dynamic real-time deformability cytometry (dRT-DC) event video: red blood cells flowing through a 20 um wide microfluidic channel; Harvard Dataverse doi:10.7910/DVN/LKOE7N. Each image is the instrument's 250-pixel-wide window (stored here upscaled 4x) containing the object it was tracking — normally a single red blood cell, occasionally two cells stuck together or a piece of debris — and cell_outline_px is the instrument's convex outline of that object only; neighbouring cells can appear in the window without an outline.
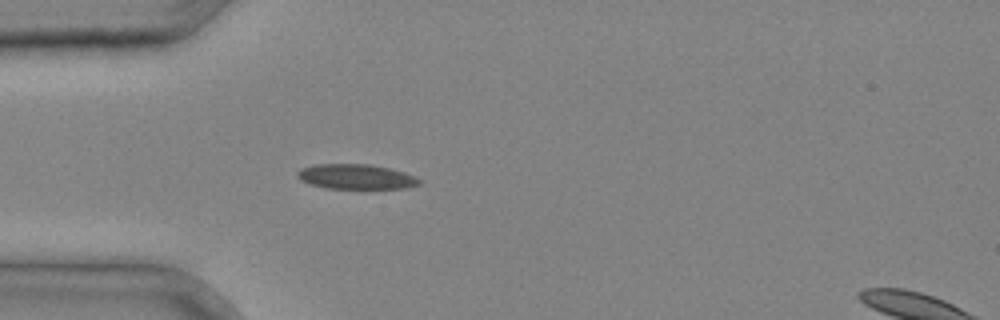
{"species": "common noctule bat (a hibernating species)", "species_latin": "Nyctalus noctula", "temperature_condition": "cold", "stored_images_in_passage": 27, "camera_frame_rate_fps": 3000, "um_per_image_px": 0.085, "animal": {"sex": "male", "body_mass_g": 20.4}, "frame": {"image": 1, "passage_image": 1, "time_ms": 0.0, "image_size_px": [1000, 320], "cell_outline_px": [[424, 180], [420, 184], [404, 188], [328, 188], [312, 184], [300, 180], [296, 176], [296, 172], [300, 168], [316, 164], [368, 164], [388, 168], [404, 172], [416, 176]], "centroid_in_image_um": [30.27, 15.01], "position_along_channel_um": 54.7, "area_um2": 17.69}}
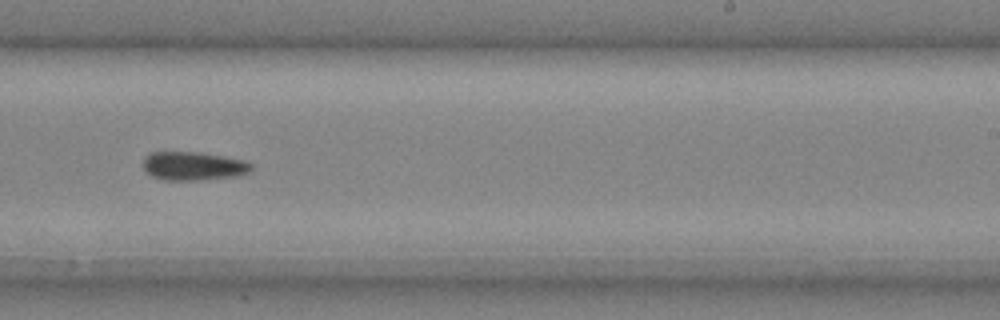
{"frame": {"image": 2, "passage_image": 14, "time_ms": 4.333, "image_size_px": [1000, 320], "cell_outline_px": [[252, 168], [248, 172], [236, 176], [200, 180], [164, 180], [152, 176], [144, 172], [144, 156], [152, 152], [196, 152], [244, 160], [252, 164]], "centroid_in_image_um": [16.39, 14.12], "position_along_channel_um": 272.6, "area_um2": 17.92}}
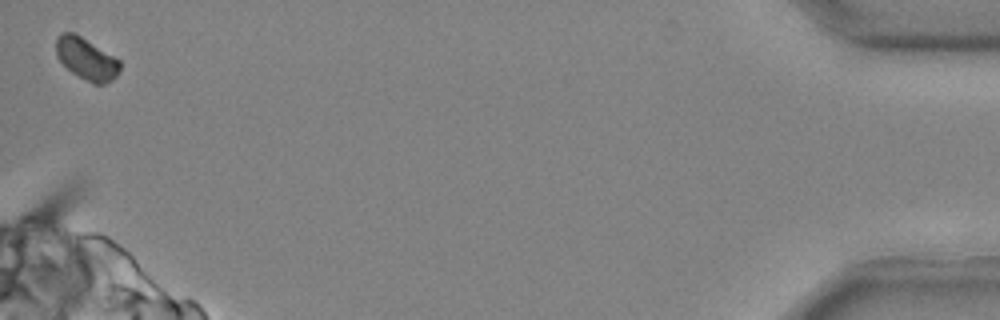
{"frame": {"image": 3, "passage_image": 27, "time_ms": 8.667, "image_size_px": [1000, 320], "cell_outline_px": [[120, 72], [116, 76], [104, 84], [92, 84], [72, 72], [56, 56], [56, 40], [60, 32], [72, 32], [80, 36], [120, 60]], "centroid_in_image_um": [7.34, 5.0], "position_along_channel_um": 427.9, "area_um2": 15.37}}